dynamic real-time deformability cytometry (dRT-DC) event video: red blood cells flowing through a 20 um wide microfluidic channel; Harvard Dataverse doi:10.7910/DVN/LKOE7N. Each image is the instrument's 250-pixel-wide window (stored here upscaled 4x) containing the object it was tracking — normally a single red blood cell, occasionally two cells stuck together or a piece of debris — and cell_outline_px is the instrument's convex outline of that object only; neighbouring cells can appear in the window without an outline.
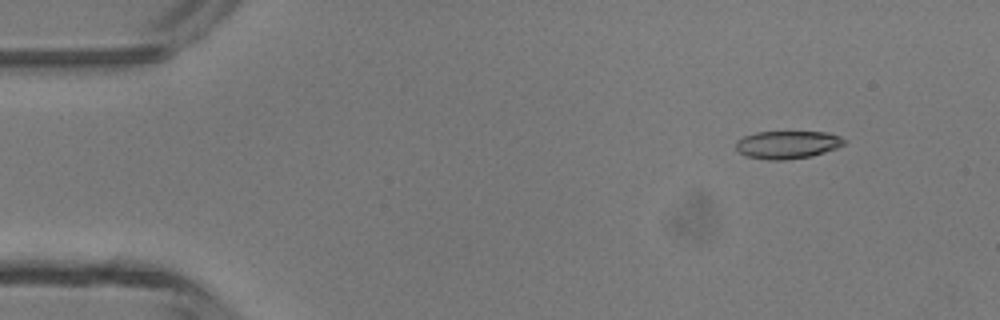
{"species": "common noctule bat (a hibernating species)", "species_latin": "Nyctalus noctula", "temperature_condition": "room temperature", "stored_images_in_passage": 5, "camera_frame_rate_fps": 3000, "um_per_image_px": 0.085, "animal": {"sex": "male", "body_mass_g": 13.3}, "frame": {"image": 1, "passage_image": 2, "time_ms": 1.333, "image_size_px": [1000, 320], "cell_outline_px": [[848, 140], [844, 144], [836, 148], [812, 156], [788, 160], [768, 160], [748, 156], [740, 152], [736, 148], [736, 140], [744, 136], [756, 132], [828, 132], [840, 136]], "centroid_in_image_um": [66.96, 12.29], "position_along_channel_um": 18.0, "area_um2": 17.63}}
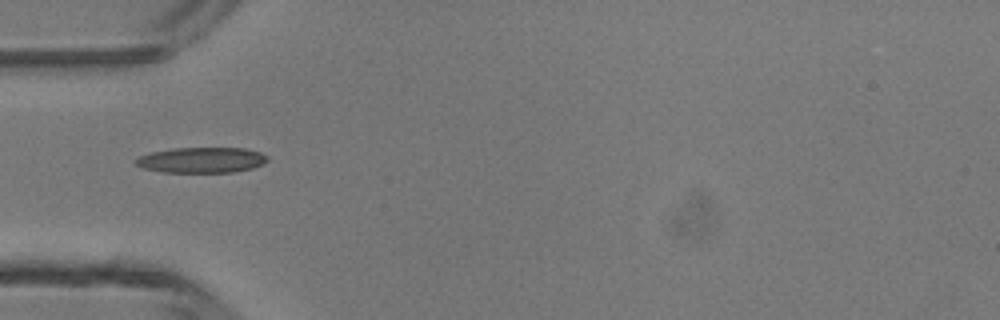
{"frame": {"image": 2, "passage_image": 5, "time_ms": 4.667, "image_size_px": [1000, 320], "cell_outline_px": [[268, 160], [264, 164], [252, 168], [232, 172], [164, 172], [144, 168], [136, 164], [136, 160], [140, 156], [152, 152], [172, 148], [244, 148], [260, 152], [268, 156]], "centroid_in_image_um": [17.18, 13.6], "position_along_channel_um": 67.8, "area_um2": 19.48}}